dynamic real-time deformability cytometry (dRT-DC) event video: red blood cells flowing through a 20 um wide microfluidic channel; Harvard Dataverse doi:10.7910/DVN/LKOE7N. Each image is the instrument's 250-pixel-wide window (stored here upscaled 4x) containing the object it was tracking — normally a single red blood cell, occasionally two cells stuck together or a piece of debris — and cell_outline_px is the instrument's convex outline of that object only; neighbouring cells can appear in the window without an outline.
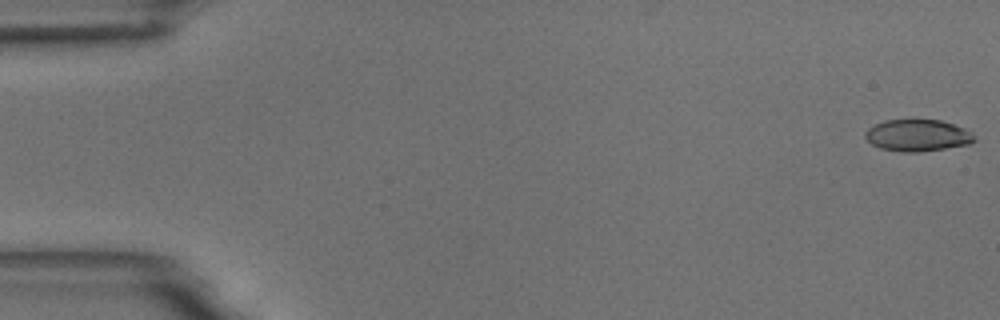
{"species": "common noctule bat (a hibernating species)", "species_latin": "Nyctalus noctula", "temperature_condition": "room temperature", "stored_images_in_passage": 16, "camera_frame_rate_fps": 3000, "um_per_image_px": 0.085, "animal": {"sex": "male", "body_mass_g": 18.8}, "frame": {"image": 1, "passage_image": 1, "time_ms": 0.0, "image_size_px": [1000, 320], "cell_outline_px": [[976, 140], [968, 144], [920, 152], [900, 152], [880, 148], [872, 144], [864, 136], [864, 132], [868, 128], [884, 120], [940, 120], [964, 128], [972, 132]], "centroid_in_image_um": [77.97, 11.51], "position_along_channel_um": 7.0, "area_um2": 20.11}}
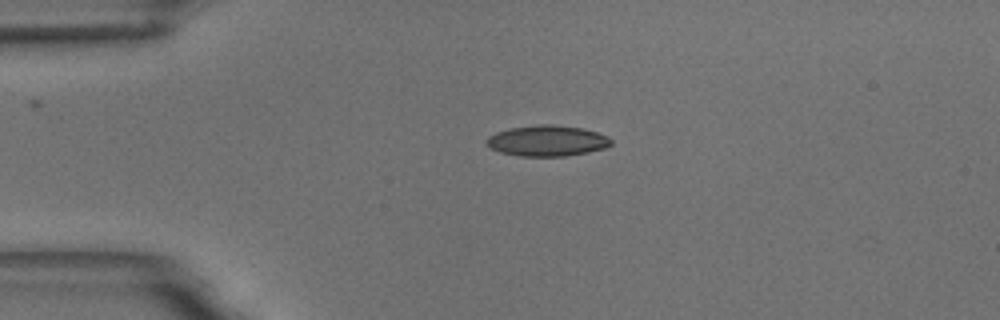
{"frame": {"image": 2, "passage_image": 13, "time_ms": 4.0, "image_size_px": [1000, 320], "cell_outline_px": [[612, 144], [604, 148], [588, 152], [564, 156], [520, 156], [500, 152], [488, 148], [484, 140], [488, 136], [496, 132], [508, 128], [536, 124], [552, 124], [580, 128], [596, 132], [608, 136], [612, 140]], "centroid_in_image_um": [46.45, 11.96], "position_along_channel_um": 38.5, "area_um2": 22.54}}